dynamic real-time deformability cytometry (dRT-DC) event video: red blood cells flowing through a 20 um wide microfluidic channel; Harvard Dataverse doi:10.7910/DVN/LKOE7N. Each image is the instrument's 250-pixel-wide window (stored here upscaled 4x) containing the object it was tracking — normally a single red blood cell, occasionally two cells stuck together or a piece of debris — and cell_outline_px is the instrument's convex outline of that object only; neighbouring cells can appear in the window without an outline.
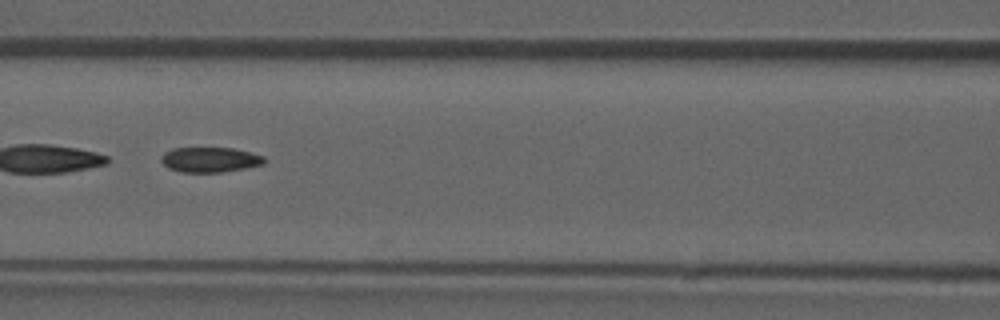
{"species": "common noctule bat (a hibernating species)", "species_latin": "Nyctalus noctula", "temperature_condition": "room temperature", "stored_images_in_passage": 50, "camera_frame_rate_fps": 3000, "um_per_image_px": 0.085, "animal": {"sex": "male", "forearm_length_mm": 52.5}, "frame": {"image": 1, "passage_image": 22, "time_ms": 7.0, "image_size_px": [1000, 320], "cell_outline_px": [[264, 164], [244, 168], [220, 172], [180, 172], [168, 168], [160, 160], [160, 156], [164, 152], [172, 148], [232, 148], [252, 152], [264, 156]], "centroid_in_image_um": [17.82, 13.56], "position_along_channel_um": 148.8, "area_um2": 15.09}, "authors_computed_cell_mechanics": {"area_um2": 16.6753, "velocity_mm_per_s": 3.9232, "shape_relaxation_time_tau1_ms": null, "shape_relaxation_time_tau2_ms": 3.1007, "deformation_change_tau1": null, "deformation_change_tau2": 0.0886}}